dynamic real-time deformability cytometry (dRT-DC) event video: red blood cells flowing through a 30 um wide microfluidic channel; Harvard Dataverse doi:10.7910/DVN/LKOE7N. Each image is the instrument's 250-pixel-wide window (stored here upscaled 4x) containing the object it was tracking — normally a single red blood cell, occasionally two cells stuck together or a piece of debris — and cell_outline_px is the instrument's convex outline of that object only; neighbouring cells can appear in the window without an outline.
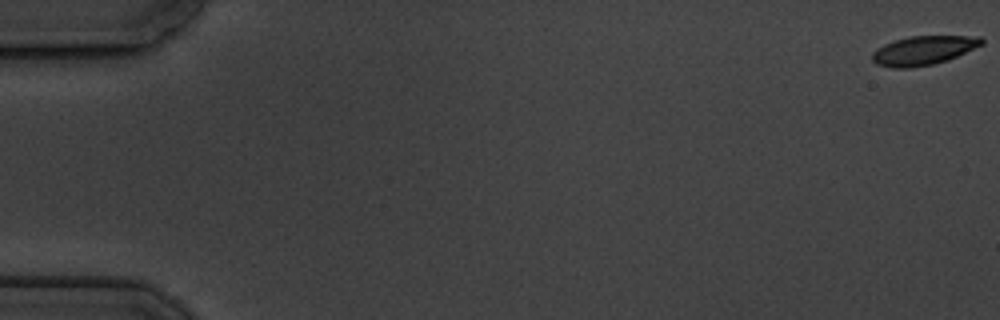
{"species": "common noctule bat (a hibernating species)", "species_latin": "Nyctalus noctula", "temperature_condition": "cold", "stored_images_in_passage": 6, "camera_frame_rate_fps": 3000, "um_per_image_px": 0.085, "animal": {"sex": "male", "body_mass_g": 19.5, "forearm_length_mm": 54.6}, "frame": {"image": 1, "passage_image": 1, "time_ms": 0.0, "image_size_px": [1000, 320], "cell_outline_px": [[984, 44], [948, 60], [932, 64], [908, 68], [892, 68], [876, 64], [872, 60], [872, 52], [884, 44], [896, 40], [912, 36], [980, 36], [984, 40]], "centroid_in_image_um": [78.5, 4.29], "position_along_channel_um": 6.5, "area_um2": 18.44}}
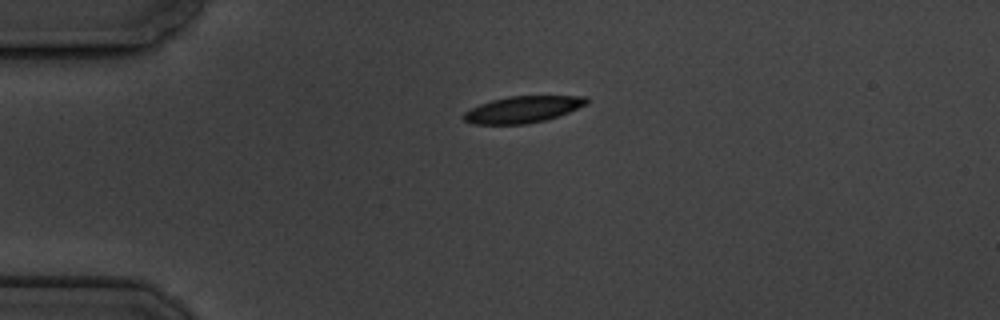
{"frame": {"image": 2, "passage_image": 5, "time_ms": 4.667, "image_size_px": [1000, 320], "cell_outline_px": [[588, 104], [568, 112], [544, 120], [524, 124], [472, 124], [464, 120], [464, 112], [480, 104], [492, 100], [508, 96], [588, 96]], "centroid_in_image_um": [44.44, 9.29], "position_along_channel_um": 40.6, "area_um2": 18.84}}